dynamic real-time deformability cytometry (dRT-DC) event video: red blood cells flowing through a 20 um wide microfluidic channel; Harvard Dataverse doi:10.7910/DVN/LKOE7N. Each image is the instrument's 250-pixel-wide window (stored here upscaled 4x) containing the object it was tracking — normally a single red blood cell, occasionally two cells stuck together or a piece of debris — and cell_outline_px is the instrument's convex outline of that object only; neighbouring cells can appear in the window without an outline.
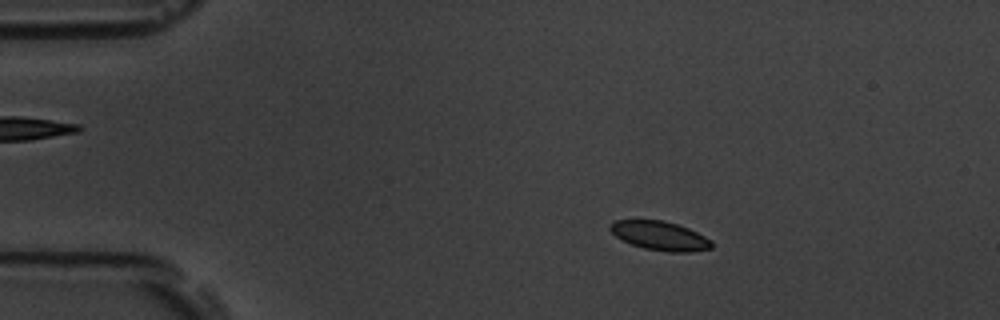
{"species": "common noctule bat (a hibernating species)", "species_latin": "Nyctalus noctula", "temperature_condition": "room temperature", "stored_images_in_passage": 58, "camera_frame_rate_fps": 3000, "um_per_image_px": 0.085, "animal": {"sex": "male", "body_mass_g": 19.5, "forearm_length_mm": 54.6}, "frame": {"image": 1, "passage_image": 10, "time_ms": 3.0, "image_size_px": [1000, 320], "cell_outline_px": [[712, 248], [692, 252], [668, 252], [644, 248], [632, 244], [616, 236], [608, 228], [612, 220], [664, 220], [688, 228], [712, 240]], "centroid_in_image_um": [56.1, 20.04], "position_along_channel_um": 28.9, "area_um2": 17.11}}
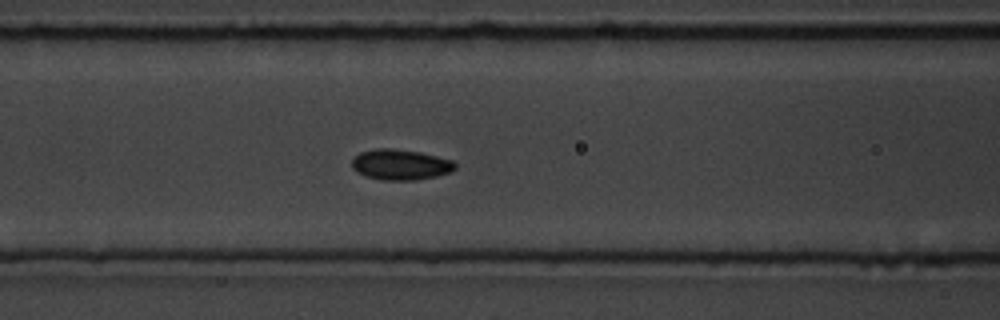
{"frame": {"image": 2, "passage_image": 24, "time_ms": 7.667, "image_size_px": [1000, 320], "cell_outline_px": [[456, 168], [452, 172], [436, 176], [416, 180], [380, 180], [364, 176], [356, 172], [352, 168], [352, 160], [360, 152], [376, 148], [392, 148], [420, 152], [452, 160], [456, 164]], "centroid_in_image_um": [34.03, 14.0], "position_along_channel_um": 132.6, "area_um2": 18.55}}
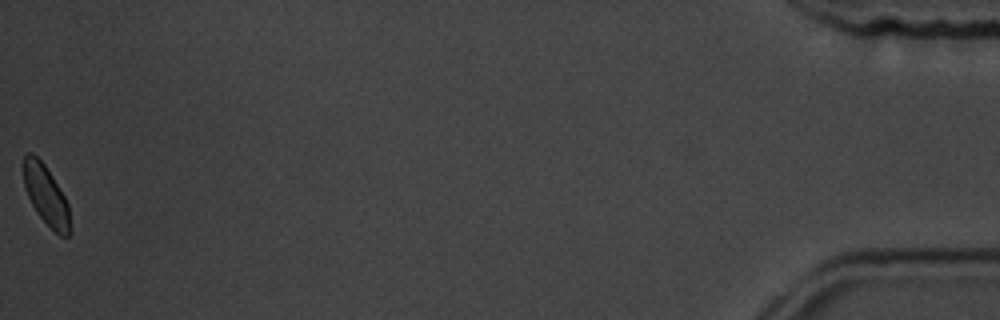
{"frame": {"image": 3, "passage_image": 58, "time_ms": 19.0, "image_size_px": [1000, 320], "cell_outline_px": [[72, 232], [68, 236], [60, 236], [36, 212], [28, 196], [24, 184], [24, 156], [28, 152], [32, 152], [44, 164], [52, 176], [64, 196], [68, 204]], "centroid_in_image_um": [3.94, 16.62], "position_along_channel_um": 431.3, "area_um2": 15.95}, "authors_computed_cell_mechanics": {"area_um2": 17.5134, "velocity_mm_per_s": 3.5131, "shape_relaxation_time_tau1_ms": 2.94, "shape_relaxation_time_tau2_ms": null, "deformation_change_tau1": 0.0566, "deformation_change_tau2": null}}